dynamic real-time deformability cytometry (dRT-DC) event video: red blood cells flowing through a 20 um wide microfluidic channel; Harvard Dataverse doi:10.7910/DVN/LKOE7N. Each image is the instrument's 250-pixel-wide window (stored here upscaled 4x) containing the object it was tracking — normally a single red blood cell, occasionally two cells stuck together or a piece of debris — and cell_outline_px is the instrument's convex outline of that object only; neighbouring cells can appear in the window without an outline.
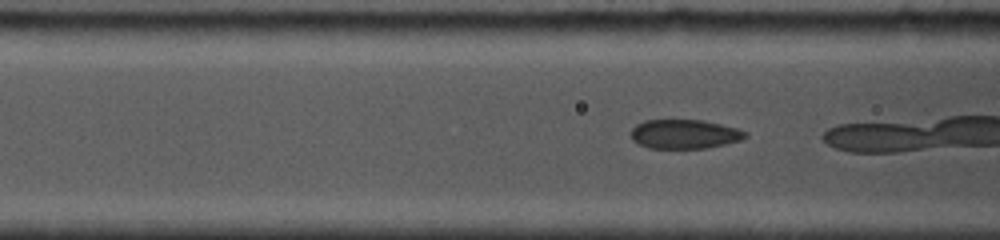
{"species": "common noctule bat (a hibernating species)", "species_latin": "Nyctalus noctula", "temperature_condition": "cold", "stored_images_in_passage": 43, "camera_frame_rate_fps": 5000, "um_per_image_px": 0.085, "animal": {"sex": "female", "body_mass_g": 19.0, "forearm_length_mm": 53.3}, "frame": {"image": 1, "passage_image": 5, "time_ms": 0.8, "image_size_px": [1000, 240], "cell_outline_px": [[748, 136], [740, 140], [724, 144], [704, 148], [648, 148], [632, 140], [632, 128], [636, 124], [644, 120], [704, 120], [736, 128], [748, 132]], "centroid_in_image_um": [58.18, 11.39], "position_along_channel_um": 108.4, "area_um2": 19.36}}
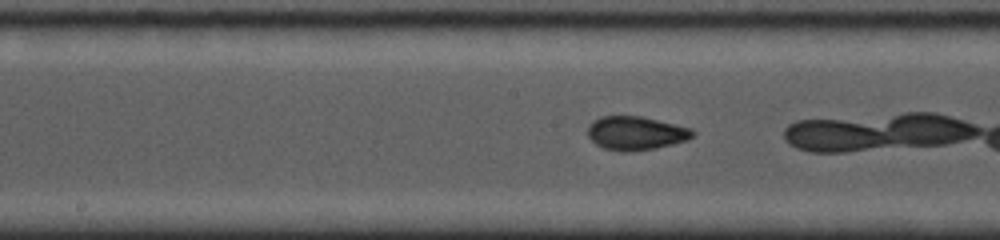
{"frame": {"image": 2, "passage_image": 16, "time_ms": 3.0, "image_size_px": [1000, 240], "cell_outline_px": [[696, 136], [688, 140], [656, 148], [628, 152], [624, 152], [604, 148], [596, 144], [588, 136], [588, 124], [592, 120], [600, 116], [640, 116], [692, 128], [696, 132]], "centroid_in_image_um": [54.06, 11.31], "position_along_channel_um": 194.1, "area_um2": 20.75}}
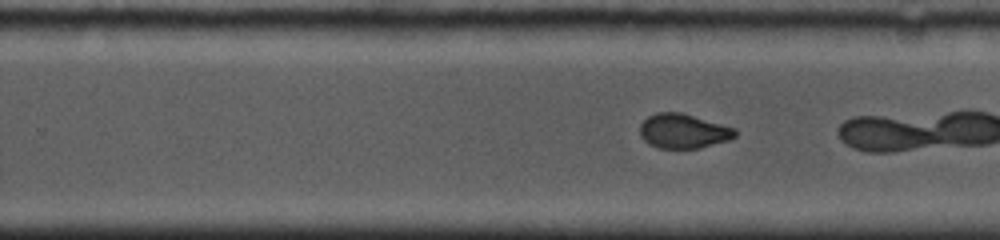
{"frame": {"image": 3, "passage_image": 26, "time_ms": 5.0, "image_size_px": [1000, 240], "cell_outline_px": [[736, 136], [728, 140], [700, 148], [660, 148], [648, 144], [640, 136], [640, 124], [648, 116], [656, 112], [680, 112], [736, 128]], "centroid_in_image_um": [58.06, 11.14], "position_along_channel_um": 271.7, "area_um2": 19.13}}